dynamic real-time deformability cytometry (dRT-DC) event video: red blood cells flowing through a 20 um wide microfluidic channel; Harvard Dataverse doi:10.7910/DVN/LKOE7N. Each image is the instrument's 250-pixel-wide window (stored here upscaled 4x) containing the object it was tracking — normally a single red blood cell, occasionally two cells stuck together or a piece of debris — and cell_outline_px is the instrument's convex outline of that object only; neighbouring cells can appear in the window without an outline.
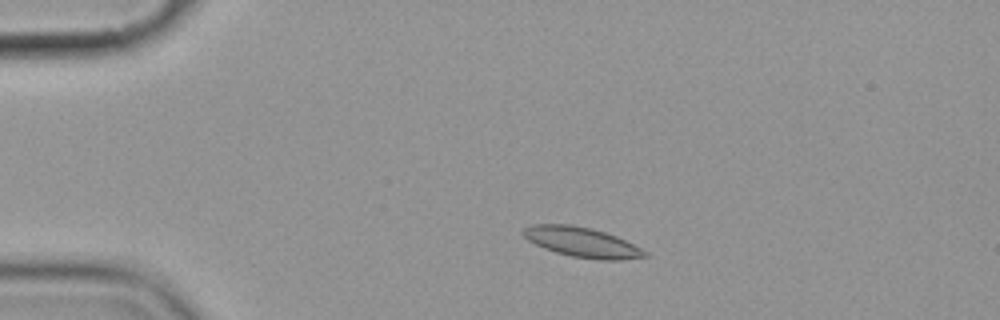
{"species": "common noctule bat (a hibernating species)", "species_latin": "Nyctalus noctula", "temperature_condition": "cold", "stored_images_in_passage": 14, "camera_frame_rate_fps": 3000, "um_per_image_px": 0.085, "animal": {"sex": "female", "body_mass_g": 19.9}, "frame": {"image": 1, "passage_image": 2, "time_ms": 2.0, "image_size_px": [1000, 320], "cell_outline_px": [[648, 256], [620, 260], [596, 260], [572, 256], [556, 252], [544, 248], [528, 240], [520, 232], [524, 228], [532, 224], [568, 224], [592, 228], [616, 236], [648, 252]], "centroid_in_image_um": [49.45, 20.58], "position_along_channel_um": 35.6, "area_um2": 21.1}}
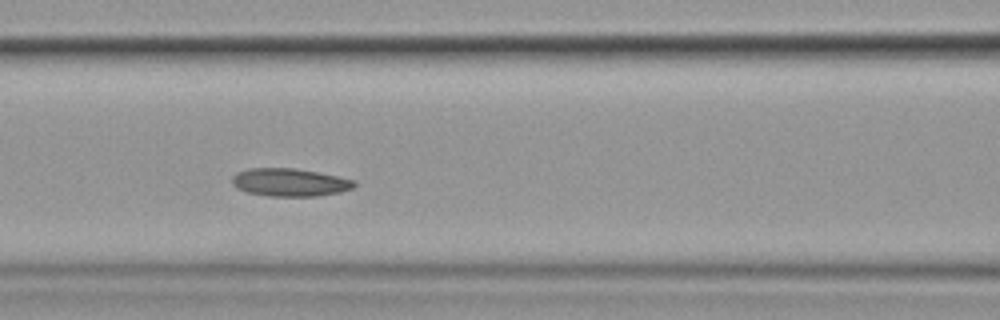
{"frame": {"image": 2, "passage_image": 6, "time_ms": 6.333, "image_size_px": [1000, 320], "cell_outline_px": [[356, 184], [352, 188], [340, 192], [316, 196], [268, 196], [248, 192], [236, 188], [232, 184], [232, 176], [236, 172], [248, 168], [296, 168], [340, 176], [356, 180]], "centroid_in_image_um": [24.63, 15.49], "position_along_channel_um": 142.0, "area_um2": 20.06}}
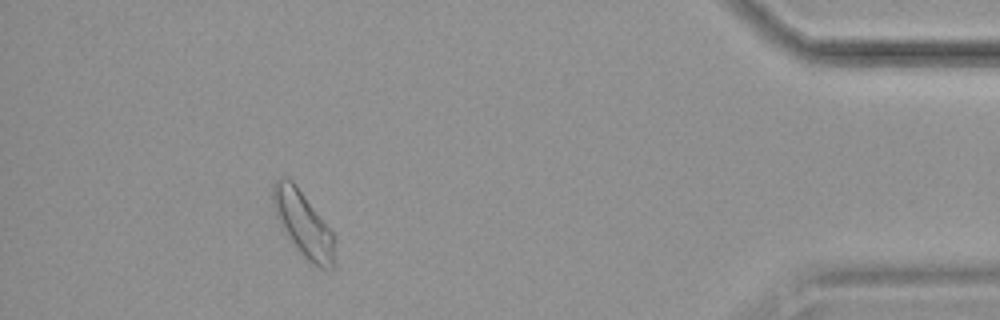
{"frame": {"image": 3, "passage_image": 13, "time_ms": 15.333, "image_size_px": [1000, 320], "cell_outline_px": [[332, 272], [320, 268], [312, 264], [296, 248], [280, 228], [272, 204], [272, 184], [280, 176], [284, 176], [292, 180], [296, 184], [332, 232]], "centroid_in_image_um": [25.69, 18.99], "position_along_channel_um": 409.5, "area_um2": 23.24}, "authors_computed_cell_mechanics": {"area_um2": 20.5768, "velocity_mm_per_s": 3.5192, "shape_relaxation_time_tau1_ms": 5.6868, "shape_relaxation_time_tau2_ms": 3.3188, "deformation_change_tau1": 0.066, "deformation_change_tau2": 0.0784}}